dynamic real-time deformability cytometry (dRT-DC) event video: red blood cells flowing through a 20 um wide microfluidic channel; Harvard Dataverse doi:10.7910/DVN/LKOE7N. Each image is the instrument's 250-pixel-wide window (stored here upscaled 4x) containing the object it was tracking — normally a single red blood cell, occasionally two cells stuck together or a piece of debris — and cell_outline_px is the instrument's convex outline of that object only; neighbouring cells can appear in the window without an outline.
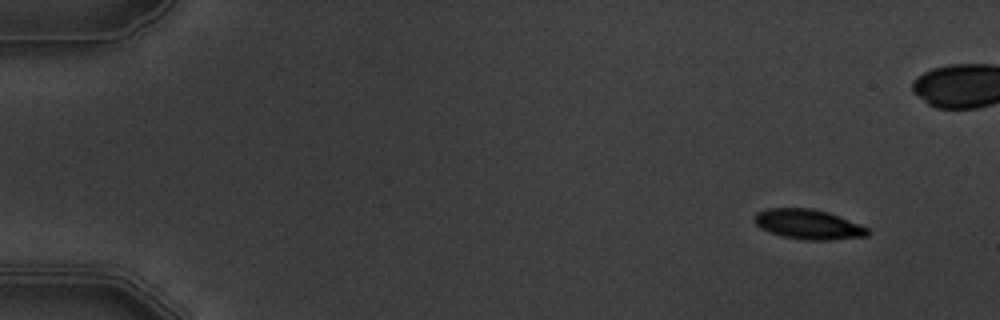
{"species": "common noctule bat (a hibernating species)", "species_latin": "Nyctalus noctula", "temperature_condition": "warm", "stored_images_in_passage": 6, "camera_frame_rate_fps": 3000, "um_per_image_px": 0.085, "animal": {"sex": "male", "body_mass_g": 19.5, "forearm_length_mm": 54.6}, "frame": {"image": 1, "passage_image": 2, "time_ms": 1.333, "image_size_px": [1000, 320], "cell_outline_px": [[868, 236], [828, 240], [804, 240], [784, 236], [768, 232], [760, 228], [752, 220], [752, 216], [756, 212], [768, 208], [812, 208], [828, 212], [860, 224], [868, 228]], "centroid_in_image_um": [68.65, 19.06], "position_along_channel_um": 16.3, "area_um2": 19.83}}